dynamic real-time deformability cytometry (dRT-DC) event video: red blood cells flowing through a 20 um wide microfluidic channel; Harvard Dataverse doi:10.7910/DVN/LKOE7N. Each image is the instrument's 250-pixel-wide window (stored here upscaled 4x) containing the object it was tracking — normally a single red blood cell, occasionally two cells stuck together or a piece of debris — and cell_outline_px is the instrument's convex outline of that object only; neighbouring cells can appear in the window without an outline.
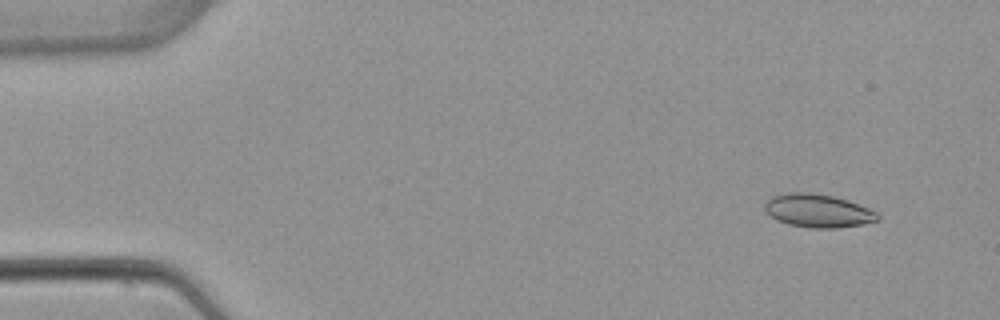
{"species": "common noctule bat (a hibernating species)", "species_latin": "Nyctalus noctula", "temperature_condition": "warm", "stored_images_in_passage": 5, "camera_frame_rate_fps": 3000, "um_per_image_px": 0.085, "animal": {"sex": "female", "body_mass_g": 22.7, "forearm_length_mm": 54.2}, "frame": {"image": 1, "passage_image": 2, "time_ms": 1.333, "image_size_px": [1000, 320], "cell_outline_px": [[880, 220], [860, 224], [836, 228], [812, 228], [788, 224], [776, 220], [764, 212], [764, 204], [772, 196], [784, 192], [812, 192], [832, 196], [848, 200], [868, 208], [876, 212], [880, 216]], "centroid_in_image_um": [69.48, 17.9], "position_along_channel_um": 15.5, "area_um2": 22.02}}
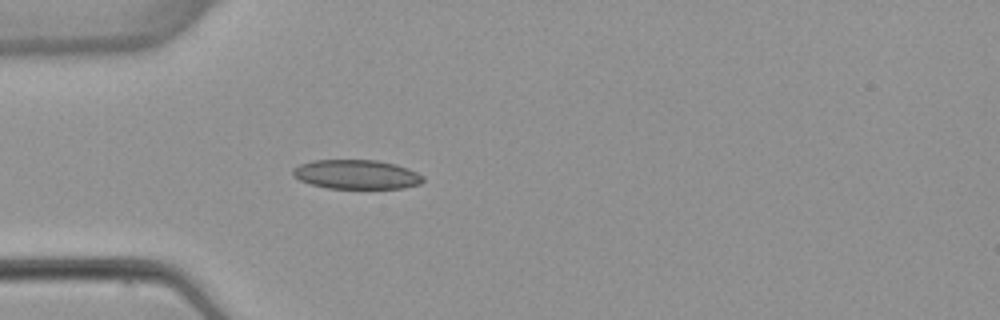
{"frame": {"image": 2, "passage_image": 5, "time_ms": 5.0, "image_size_px": [1000, 320], "cell_outline_px": [[424, 180], [420, 184], [404, 188], [328, 188], [312, 184], [300, 180], [292, 176], [292, 168], [300, 164], [312, 160], [376, 160], [396, 164], [408, 168], [424, 176]], "centroid_in_image_um": [30.3, 14.82], "position_along_channel_um": 54.7, "area_um2": 22.25}}